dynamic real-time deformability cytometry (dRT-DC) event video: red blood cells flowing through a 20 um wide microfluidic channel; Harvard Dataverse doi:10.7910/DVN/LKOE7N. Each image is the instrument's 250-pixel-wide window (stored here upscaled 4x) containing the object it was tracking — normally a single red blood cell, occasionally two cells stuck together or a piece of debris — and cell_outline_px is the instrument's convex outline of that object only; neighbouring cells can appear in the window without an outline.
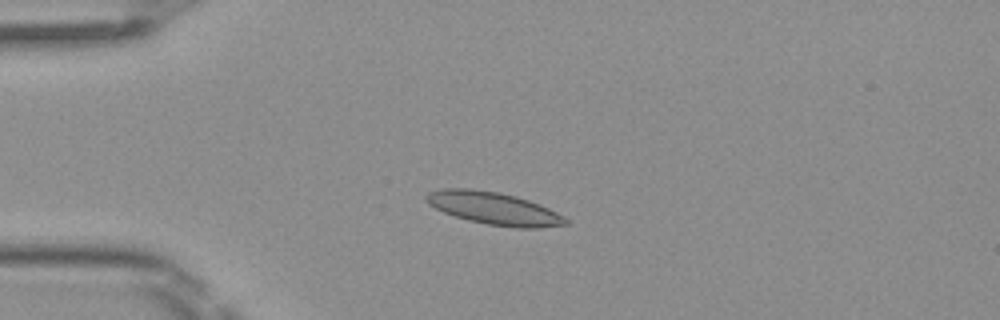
{"species": "Egyptian fruit bat (a non-hibernating species)", "species_latin": "Rousettus aegyptiacus", "temperature_condition": "room temperature", "stored_images_in_passage": 7, "camera_frame_rate_fps": 3000, "um_per_image_px": 0.085, "frame": {"image": 1, "passage_image": 3, "time_ms": 0.667, "image_size_px": [1000, 320], "cell_outline_px": [[568, 224], [540, 228], [516, 228], [488, 224], [468, 220], [444, 212], [428, 204], [424, 196], [428, 192], [444, 188], [468, 188], [500, 192], [516, 196], [540, 204], [564, 216], [568, 220]], "centroid_in_image_um": [41.99, 17.71], "position_along_channel_um": 43.0, "area_um2": 26.41}}
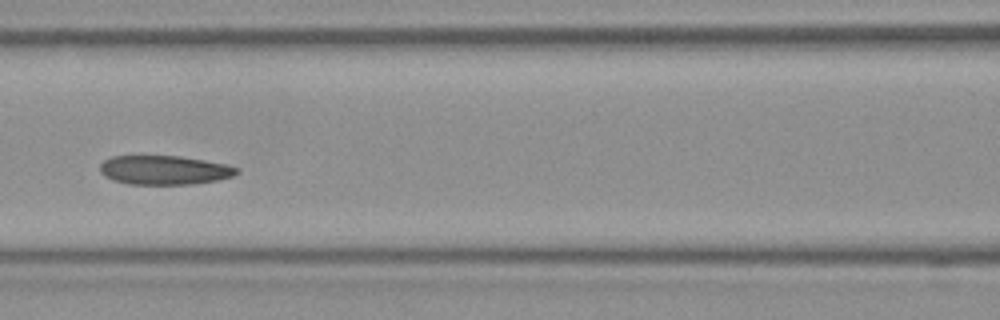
{"frame": {"image": 2, "passage_image": 6, "time_ms": 1.667, "image_size_px": [1000, 320], "cell_outline_px": [[240, 172], [232, 176], [216, 180], [192, 184], [128, 184], [112, 180], [104, 176], [100, 172], [100, 164], [104, 160], [112, 156], [180, 156], [228, 164], [240, 168]], "centroid_in_image_um": [13.97, 14.45], "position_along_channel_um": 152.6, "area_um2": 23.29}}
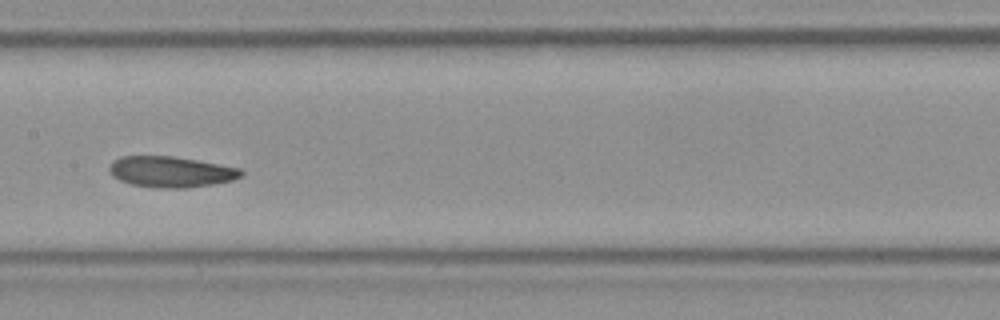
{"frame": {"image": 3, "passage_image": 7, "time_ms": 2.0, "image_size_px": [1000, 320], "cell_outline_px": [[244, 172], [240, 176], [232, 180], [212, 184], [188, 188], [156, 188], [132, 184], [120, 180], [112, 176], [108, 168], [112, 160], [120, 156], [172, 156], [220, 164], [240, 168]], "centroid_in_image_um": [14.49, 14.6], "position_along_channel_um": 192.9, "area_um2": 23.76}}